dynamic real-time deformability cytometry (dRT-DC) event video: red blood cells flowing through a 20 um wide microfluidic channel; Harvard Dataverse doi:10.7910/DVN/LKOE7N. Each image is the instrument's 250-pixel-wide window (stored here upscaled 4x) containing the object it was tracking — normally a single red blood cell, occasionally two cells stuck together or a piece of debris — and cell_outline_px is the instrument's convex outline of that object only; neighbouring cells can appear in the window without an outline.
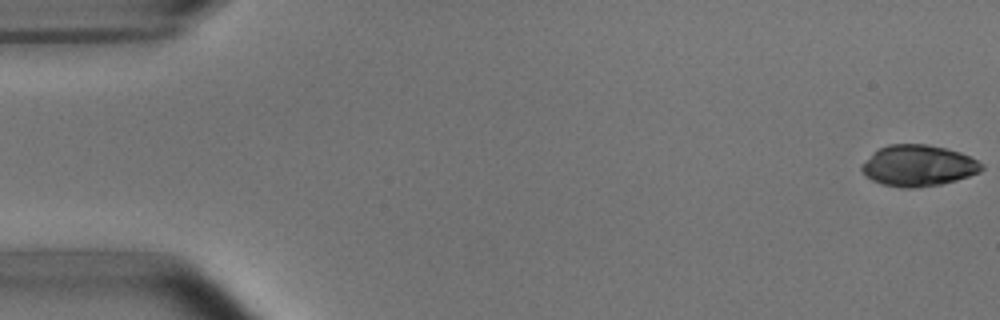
{"species": "common noctule bat (a hibernating species)", "species_latin": "Nyctalus noctula", "temperature_condition": "room temperature", "stored_images_in_passage": 48, "camera_frame_rate_fps": 3000, "um_per_image_px": 0.085, "animal": {"sex": "male", "body_mass_g": 15.6}, "frame": {"image": 1, "passage_image": 1, "time_ms": 0.0, "image_size_px": [1000, 320], "cell_outline_px": [[984, 168], [980, 172], [956, 180], [940, 184], [916, 188], [900, 188], [880, 184], [872, 180], [860, 168], [872, 152], [888, 144], [928, 144], [960, 152], [984, 164]], "centroid_in_image_um": [78.05, 14.08], "position_along_channel_um": 6.9, "area_um2": 28.73}}
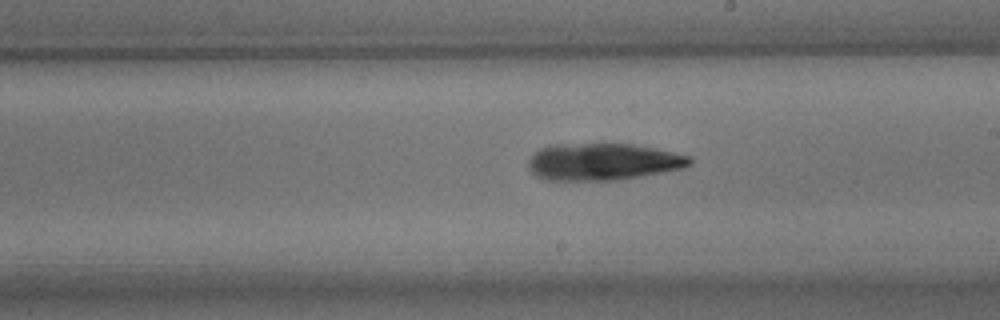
{"frame": {"image": 2, "passage_image": 30, "time_ms": 9.667, "image_size_px": [1000, 320], "cell_outline_px": [[692, 164], [684, 168], [620, 180], [544, 180], [536, 176], [528, 168], [528, 160], [532, 152], [540, 148], [552, 144], [632, 144], [672, 152], [688, 156], [692, 160]], "centroid_in_image_um": [51.19, 13.75], "position_along_channel_um": 237.8, "area_um2": 34.91}}
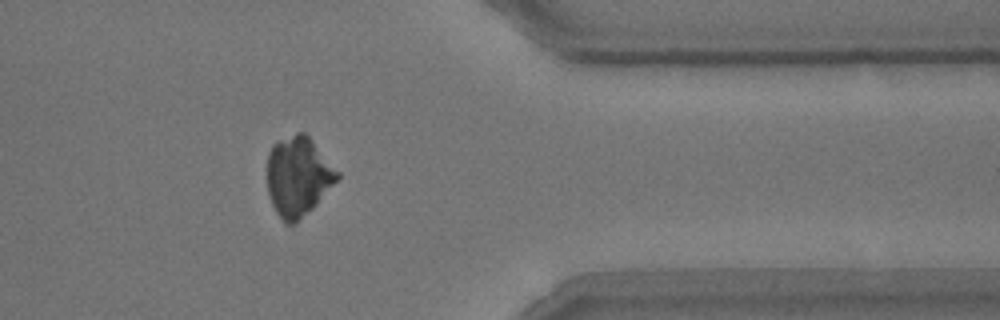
{"frame": {"image": 3, "passage_image": 43, "time_ms": 14.0, "image_size_px": [1000, 320], "cell_outline_px": [[340, 176], [316, 204], [296, 224], [288, 224], [276, 212], [272, 204], [268, 192], [268, 152], [272, 144], [296, 132], [304, 132], [312, 140], [340, 172]], "centroid_in_image_um": [25.34, 14.98], "position_along_channel_um": 386.1, "area_um2": 32.19}}